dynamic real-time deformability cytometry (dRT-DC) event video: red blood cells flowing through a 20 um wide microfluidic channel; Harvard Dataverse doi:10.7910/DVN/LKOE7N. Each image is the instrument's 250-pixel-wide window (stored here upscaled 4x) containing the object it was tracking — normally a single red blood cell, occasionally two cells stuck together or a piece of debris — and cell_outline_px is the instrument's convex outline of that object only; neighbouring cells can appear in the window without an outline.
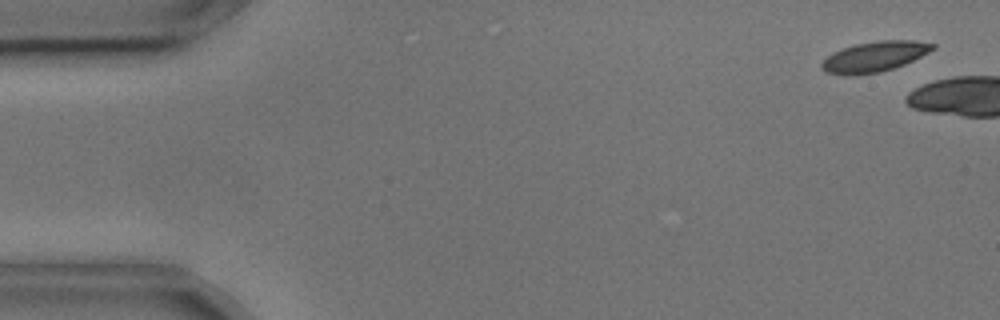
{"species": "common noctule bat (a hibernating species)", "species_latin": "Nyctalus noctula", "temperature_condition": "cold", "stored_images_in_passage": 3, "camera_frame_rate_fps": 3000, "um_per_image_px": 0.085, "animal": {"sex": "male", "body_mass_g": 17.9, "forearm_length_mm": 54.2}, "frame": {"image": 1, "passage_image": 1, "time_ms": 0.0, "image_size_px": [1000, 320], "cell_outline_px": [[936, 48], [904, 64], [880, 72], [824, 72], [820, 68], [820, 64], [828, 56], [844, 48], [856, 44], [880, 40], [916, 40], [936, 44]], "centroid_in_image_um": [74.41, 4.76], "position_along_channel_um": 10.6, "area_um2": 18.67}}